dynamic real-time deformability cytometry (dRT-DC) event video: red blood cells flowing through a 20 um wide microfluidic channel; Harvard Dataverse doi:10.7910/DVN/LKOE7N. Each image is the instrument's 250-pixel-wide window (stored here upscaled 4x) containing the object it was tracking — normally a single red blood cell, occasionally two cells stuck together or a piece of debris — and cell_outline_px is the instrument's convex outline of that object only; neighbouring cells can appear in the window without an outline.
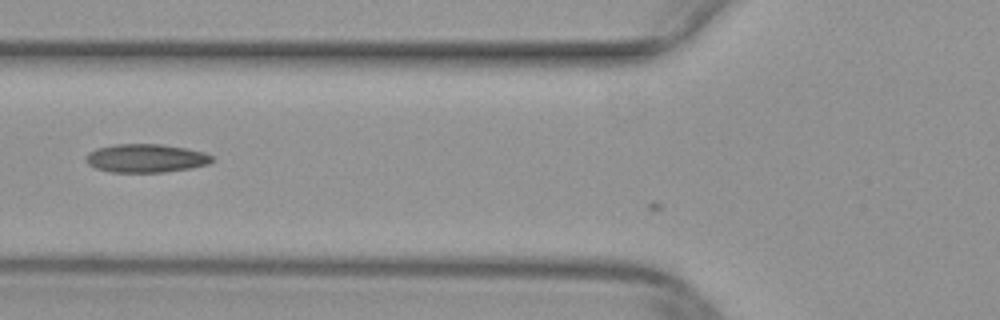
{"species": "common noctule bat (a hibernating species)", "species_latin": "Nyctalus noctula", "temperature_condition": "warm", "stored_images_in_passage": 7, "camera_frame_rate_fps": 3000, "um_per_image_px": 0.085, "animal": {"sex": "female", "body_mass_g": 29.2, "forearm_length_mm": 56.3}, "frame": {"image": 1, "passage_image": 5, "time_ms": 1.333, "image_size_px": [1000, 320], "cell_outline_px": [[212, 160], [208, 164], [192, 168], [164, 172], [108, 172], [96, 168], [88, 164], [84, 160], [88, 152], [96, 148], [116, 144], [164, 144], [188, 148], [204, 152], [212, 156]], "centroid_in_image_um": [12.39, 13.44], "position_along_channel_um": 113.4, "area_um2": 21.1}}